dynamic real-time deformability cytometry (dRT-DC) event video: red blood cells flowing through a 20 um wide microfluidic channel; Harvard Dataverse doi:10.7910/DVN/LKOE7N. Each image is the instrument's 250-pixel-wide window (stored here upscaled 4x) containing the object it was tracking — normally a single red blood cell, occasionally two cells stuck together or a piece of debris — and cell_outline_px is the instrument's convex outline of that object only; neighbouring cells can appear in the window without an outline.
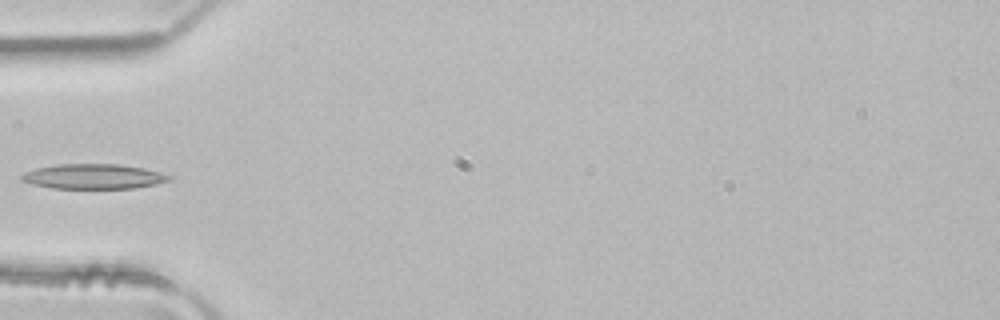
{"species": "common noctule bat (a hibernating species)", "species_latin": "Nyctalus noctula", "temperature_condition": "room temperature", "stored_images_in_passage": 3, "camera_frame_rate_fps": 3000, "um_per_image_px": 0.085, "animal": {"sex": "male", "body_mass_g": 21.5, "forearm_length_mm": 52.0}, "frame": {"image": 1, "passage_image": 3, "time_ms": 0.667, "image_size_px": [1000, 320], "cell_outline_px": [[172, 180], [156, 184], [136, 188], [52, 188], [32, 184], [20, 180], [20, 176], [36, 168], [56, 164], [120, 164], [144, 168], [160, 172], [172, 176]], "centroid_in_image_um": [7.98, 15.0], "position_along_channel_um": 77.0, "area_um2": 21.44}}